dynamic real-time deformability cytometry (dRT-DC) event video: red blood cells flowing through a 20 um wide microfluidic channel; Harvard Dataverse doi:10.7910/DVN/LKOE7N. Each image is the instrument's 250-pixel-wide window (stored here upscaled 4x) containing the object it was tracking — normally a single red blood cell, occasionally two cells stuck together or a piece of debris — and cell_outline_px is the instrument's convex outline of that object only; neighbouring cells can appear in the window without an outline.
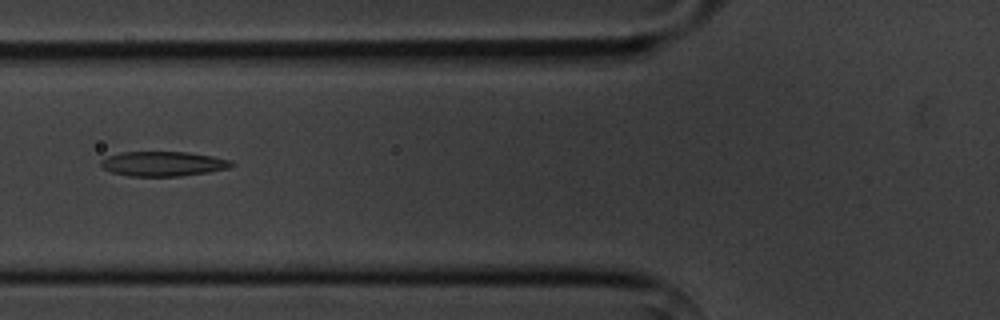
{"species": "common noctule bat (a hibernating species)", "species_latin": "Nyctalus noctula", "temperature_condition": "cold", "stored_images_in_passage": 5, "camera_frame_rate_fps": 3000, "um_per_image_px": 0.085, "animal": {"sex": "male", "body_mass_g": 20.1, "forearm_length_mm": 53.5}, "frame": {"image": 1, "passage_image": 5, "time_ms": 5.667, "image_size_px": [1000, 320], "cell_outline_px": [[236, 164], [228, 168], [208, 172], [180, 176], [128, 176], [112, 172], [104, 168], [100, 164], [100, 160], [108, 156], [120, 152], [188, 152], [212, 156], [232, 160]], "centroid_in_image_um": [13.88, 13.92], "position_along_channel_um": 111.9, "area_um2": 18.84}}